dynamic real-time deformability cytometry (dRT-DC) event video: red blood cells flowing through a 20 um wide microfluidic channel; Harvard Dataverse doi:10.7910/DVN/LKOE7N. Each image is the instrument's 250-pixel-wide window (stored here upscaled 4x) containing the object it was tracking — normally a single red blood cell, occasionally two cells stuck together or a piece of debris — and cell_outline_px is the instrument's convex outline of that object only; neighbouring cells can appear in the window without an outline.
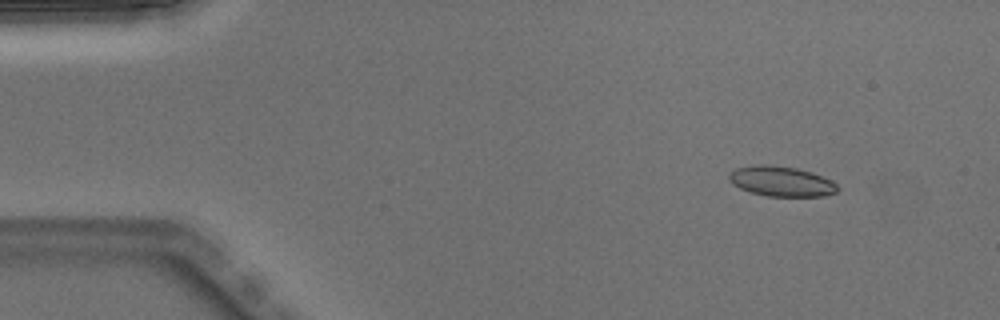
{"species": "Egyptian fruit bat (a non-hibernating species)", "species_latin": "Rousettus aegyptiacus", "temperature_condition": "warm", "stored_images_in_passage": 50, "segment_of_instrument_passage": [1, 2], "camera_frame_rate_fps": 3000, "um_per_image_px": 0.085, "animal": {"sex": "male"}, "frame": {"image": 1, "passage_image": 5, "time_ms": 1.333, "image_size_px": [1000, 320], "cell_outline_px": [[840, 188], [836, 192], [824, 196], [768, 196], [752, 192], [740, 188], [732, 184], [728, 180], [728, 176], [736, 168], [752, 164], [768, 164], [796, 168], [812, 172], [832, 180]], "centroid_in_image_um": [66.41, 15.4], "position_along_channel_um": 18.6, "area_um2": 19.13}}
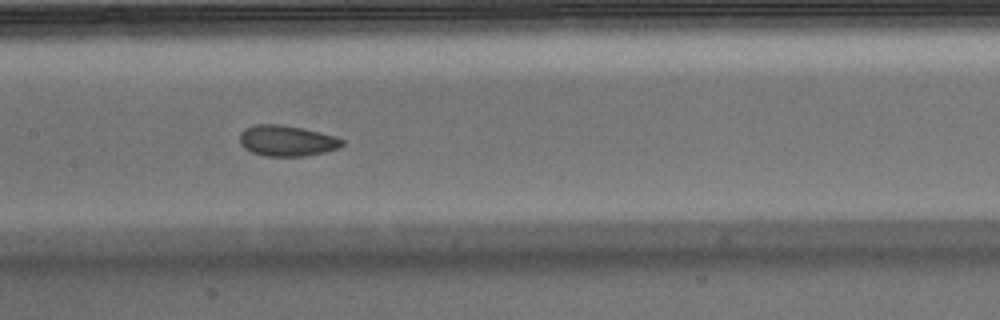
{"frame": {"image": 2, "passage_image": 24, "time_ms": 7.667, "image_size_px": [1000, 320], "cell_outline_px": [[344, 144], [340, 148], [324, 152], [304, 156], [264, 156], [252, 152], [244, 148], [240, 144], [240, 132], [244, 128], [256, 124], [280, 124], [300, 128], [336, 136], [344, 140]], "centroid_in_image_um": [24.37, 11.96], "position_along_channel_um": 183.0, "area_um2": 18.44}}
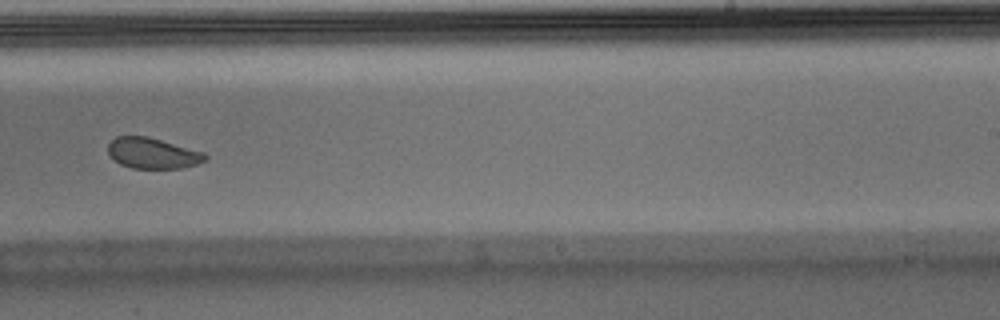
{"frame": {"image": 3, "passage_image": 31, "time_ms": 10.0, "image_size_px": [1000, 320], "cell_outline_px": [[208, 160], [196, 164], [180, 168], [132, 168], [120, 164], [108, 152], [108, 144], [116, 136], [148, 136], [204, 152], [208, 156]], "centroid_in_image_um": [13.0, 13.02], "position_along_channel_um": 276.0, "area_um2": 17.34}}